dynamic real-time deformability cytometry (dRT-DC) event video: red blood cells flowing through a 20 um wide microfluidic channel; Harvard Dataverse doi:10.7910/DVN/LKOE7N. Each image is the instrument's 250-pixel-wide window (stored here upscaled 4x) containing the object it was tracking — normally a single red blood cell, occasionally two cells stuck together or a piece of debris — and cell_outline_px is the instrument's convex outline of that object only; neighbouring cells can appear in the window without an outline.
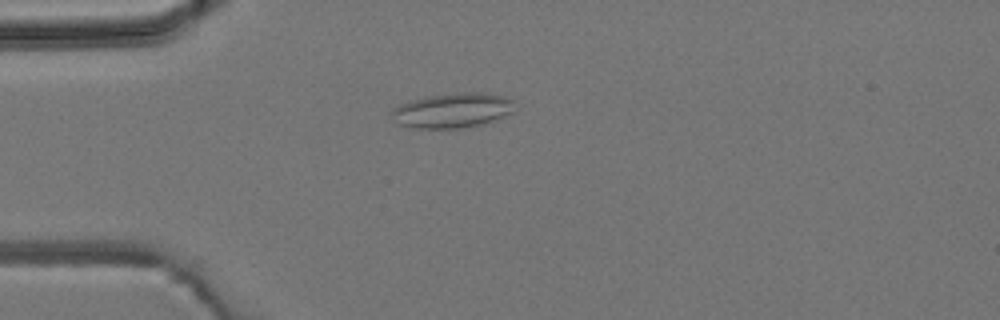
{"species": "common noctule bat (a hibernating species)", "species_latin": "Nyctalus noctula", "temperature_condition": "room temperature", "stored_images_in_passage": 6, "camera_frame_rate_fps": 3000, "um_per_image_px": 0.085, "animal": {"sex": "male", "body_mass_g": 19.2, "forearm_length_mm": 51.8}, "frame": {"image": 1, "passage_image": 6, "time_ms": 6.0, "image_size_px": [1000, 320], "cell_outline_px": [[516, 100], [512, 112], [492, 120], [480, 124], [460, 128], [412, 128], [400, 124], [392, 112], [392, 108], [408, 100], [424, 96], [456, 92], [484, 92], [504, 96]], "centroid_in_image_um": [38.48, 9.35], "position_along_channel_um": 46.5, "area_um2": 24.97}}